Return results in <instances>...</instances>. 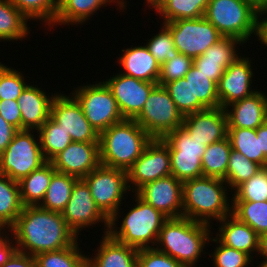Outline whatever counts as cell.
<instances>
[{"label":"cell","mask_w":267,"mask_h":267,"mask_svg":"<svg viewBox=\"0 0 267 267\" xmlns=\"http://www.w3.org/2000/svg\"><path fill=\"white\" fill-rule=\"evenodd\" d=\"M8 232L13 233L17 251L33 257L72 246L78 240L61 213L39 206H23Z\"/></svg>","instance_id":"6da1fadb"},{"label":"cell","mask_w":267,"mask_h":267,"mask_svg":"<svg viewBox=\"0 0 267 267\" xmlns=\"http://www.w3.org/2000/svg\"><path fill=\"white\" fill-rule=\"evenodd\" d=\"M210 225L189 218H168L159 232L156 248L181 263L195 267L205 244L209 242ZM160 248H159V246Z\"/></svg>","instance_id":"7a4b0ae2"},{"label":"cell","mask_w":267,"mask_h":267,"mask_svg":"<svg viewBox=\"0 0 267 267\" xmlns=\"http://www.w3.org/2000/svg\"><path fill=\"white\" fill-rule=\"evenodd\" d=\"M152 139L134 119L113 124L99 136L100 164L127 171Z\"/></svg>","instance_id":"3957f363"},{"label":"cell","mask_w":267,"mask_h":267,"mask_svg":"<svg viewBox=\"0 0 267 267\" xmlns=\"http://www.w3.org/2000/svg\"><path fill=\"white\" fill-rule=\"evenodd\" d=\"M226 187L224 180L213 177L184 181L183 217L210 225L211 220L220 221L232 214Z\"/></svg>","instance_id":"277c9868"},{"label":"cell","mask_w":267,"mask_h":267,"mask_svg":"<svg viewBox=\"0 0 267 267\" xmlns=\"http://www.w3.org/2000/svg\"><path fill=\"white\" fill-rule=\"evenodd\" d=\"M134 195L137 203L122 218L119 230L116 224H109L108 234L115 240L137 250L154 248L162 225L168 218L136 193Z\"/></svg>","instance_id":"5b68a950"},{"label":"cell","mask_w":267,"mask_h":267,"mask_svg":"<svg viewBox=\"0 0 267 267\" xmlns=\"http://www.w3.org/2000/svg\"><path fill=\"white\" fill-rule=\"evenodd\" d=\"M256 13L243 0H210L204 17L223 37H234L246 43L256 34Z\"/></svg>","instance_id":"8992f818"},{"label":"cell","mask_w":267,"mask_h":267,"mask_svg":"<svg viewBox=\"0 0 267 267\" xmlns=\"http://www.w3.org/2000/svg\"><path fill=\"white\" fill-rule=\"evenodd\" d=\"M82 179L88 184L96 206L109 219V224H116L124 194L130 191L127 171L100 164Z\"/></svg>","instance_id":"52a82bcc"},{"label":"cell","mask_w":267,"mask_h":267,"mask_svg":"<svg viewBox=\"0 0 267 267\" xmlns=\"http://www.w3.org/2000/svg\"><path fill=\"white\" fill-rule=\"evenodd\" d=\"M33 131L18 130L0 155V173L13 181L19 182L48 162L41 150L39 137L36 140Z\"/></svg>","instance_id":"ba28073f"},{"label":"cell","mask_w":267,"mask_h":267,"mask_svg":"<svg viewBox=\"0 0 267 267\" xmlns=\"http://www.w3.org/2000/svg\"><path fill=\"white\" fill-rule=\"evenodd\" d=\"M183 118L164 86L157 84L134 120L152 138L161 139L169 132L182 127Z\"/></svg>","instance_id":"9c48e42d"},{"label":"cell","mask_w":267,"mask_h":267,"mask_svg":"<svg viewBox=\"0 0 267 267\" xmlns=\"http://www.w3.org/2000/svg\"><path fill=\"white\" fill-rule=\"evenodd\" d=\"M71 94L80 103L84 115L99 135L124 120L117 102L104 82L80 86Z\"/></svg>","instance_id":"30bf717a"},{"label":"cell","mask_w":267,"mask_h":267,"mask_svg":"<svg viewBox=\"0 0 267 267\" xmlns=\"http://www.w3.org/2000/svg\"><path fill=\"white\" fill-rule=\"evenodd\" d=\"M171 32L175 48L192 59L202 55L223 36L205 17L163 23Z\"/></svg>","instance_id":"8fae6325"},{"label":"cell","mask_w":267,"mask_h":267,"mask_svg":"<svg viewBox=\"0 0 267 267\" xmlns=\"http://www.w3.org/2000/svg\"><path fill=\"white\" fill-rule=\"evenodd\" d=\"M168 175H171L168 145L160 138H153L141 156L127 170V183L129 189H132L130 191L136 192L146 183Z\"/></svg>","instance_id":"7c38bea8"},{"label":"cell","mask_w":267,"mask_h":267,"mask_svg":"<svg viewBox=\"0 0 267 267\" xmlns=\"http://www.w3.org/2000/svg\"><path fill=\"white\" fill-rule=\"evenodd\" d=\"M61 214L77 237L83 228H90L99 222L105 224L103 233L108 234L109 219L96 206L88 184L82 178L75 182L70 199Z\"/></svg>","instance_id":"4fadbf2b"},{"label":"cell","mask_w":267,"mask_h":267,"mask_svg":"<svg viewBox=\"0 0 267 267\" xmlns=\"http://www.w3.org/2000/svg\"><path fill=\"white\" fill-rule=\"evenodd\" d=\"M56 94L50 116L70 135L72 141L99 143V133L86 119L83 109L72 95Z\"/></svg>","instance_id":"5bb4252c"},{"label":"cell","mask_w":267,"mask_h":267,"mask_svg":"<svg viewBox=\"0 0 267 267\" xmlns=\"http://www.w3.org/2000/svg\"><path fill=\"white\" fill-rule=\"evenodd\" d=\"M135 193L167 218L183 217V182L174 176L148 182Z\"/></svg>","instance_id":"9a60e30c"},{"label":"cell","mask_w":267,"mask_h":267,"mask_svg":"<svg viewBox=\"0 0 267 267\" xmlns=\"http://www.w3.org/2000/svg\"><path fill=\"white\" fill-rule=\"evenodd\" d=\"M103 82L113 94L124 119H134L141 112L151 90L158 84L121 73Z\"/></svg>","instance_id":"2e32d148"},{"label":"cell","mask_w":267,"mask_h":267,"mask_svg":"<svg viewBox=\"0 0 267 267\" xmlns=\"http://www.w3.org/2000/svg\"><path fill=\"white\" fill-rule=\"evenodd\" d=\"M251 61L249 57L240 56L225 69L217 84L221 108L257 92L251 86L254 76Z\"/></svg>","instance_id":"e0dca14e"},{"label":"cell","mask_w":267,"mask_h":267,"mask_svg":"<svg viewBox=\"0 0 267 267\" xmlns=\"http://www.w3.org/2000/svg\"><path fill=\"white\" fill-rule=\"evenodd\" d=\"M49 162L57 172L84 178L100 165L99 143L73 141Z\"/></svg>","instance_id":"ac0fdd59"},{"label":"cell","mask_w":267,"mask_h":267,"mask_svg":"<svg viewBox=\"0 0 267 267\" xmlns=\"http://www.w3.org/2000/svg\"><path fill=\"white\" fill-rule=\"evenodd\" d=\"M182 127L188 134L208 146L228 135L227 116L224 108H207L184 116Z\"/></svg>","instance_id":"d6986e66"},{"label":"cell","mask_w":267,"mask_h":267,"mask_svg":"<svg viewBox=\"0 0 267 267\" xmlns=\"http://www.w3.org/2000/svg\"><path fill=\"white\" fill-rule=\"evenodd\" d=\"M241 43L244 44L234 37H222L202 55L194 58L193 65L218 84L225 69L239 57L236 47Z\"/></svg>","instance_id":"ffe728a7"},{"label":"cell","mask_w":267,"mask_h":267,"mask_svg":"<svg viewBox=\"0 0 267 267\" xmlns=\"http://www.w3.org/2000/svg\"><path fill=\"white\" fill-rule=\"evenodd\" d=\"M224 109L228 128L257 129L267 121V95L257 90L253 95L233 102Z\"/></svg>","instance_id":"44dd1931"},{"label":"cell","mask_w":267,"mask_h":267,"mask_svg":"<svg viewBox=\"0 0 267 267\" xmlns=\"http://www.w3.org/2000/svg\"><path fill=\"white\" fill-rule=\"evenodd\" d=\"M47 96L38 86L28 85L17 99L21 111L22 130H38L50 117L54 95Z\"/></svg>","instance_id":"7402d4cb"},{"label":"cell","mask_w":267,"mask_h":267,"mask_svg":"<svg viewBox=\"0 0 267 267\" xmlns=\"http://www.w3.org/2000/svg\"><path fill=\"white\" fill-rule=\"evenodd\" d=\"M104 236V237H103ZM95 256L87 257V267H137V249L103 234Z\"/></svg>","instance_id":"603a6c76"},{"label":"cell","mask_w":267,"mask_h":267,"mask_svg":"<svg viewBox=\"0 0 267 267\" xmlns=\"http://www.w3.org/2000/svg\"><path fill=\"white\" fill-rule=\"evenodd\" d=\"M124 53L118 60L125 74L147 82L158 83L160 65L151 55L146 45L122 49Z\"/></svg>","instance_id":"cb8c5ba5"},{"label":"cell","mask_w":267,"mask_h":267,"mask_svg":"<svg viewBox=\"0 0 267 267\" xmlns=\"http://www.w3.org/2000/svg\"><path fill=\"white\" fill-rule=\"evenodd\" d=\"M220 222L216 238L224 245L253 255L258 250V234L232 214Z\"/></svg>","instance_id":"d4e9b609"},{"label":"cell","mask_w":267,"mask_h":267,"mask_svg":"<svg viewBox=\"0 0 267 267\" xmlns=\"http://www.w3.org/2000/svg\"><path fill=\"white\" fill-rule=\"evenodd\" d=\"M117 3L122 10V0H59V8L53 25H77L88 21L97 10L108 3Z\"/></svg>","instance_id":"484cf974"},{"label":"cell","mask_w":267,"mask_h":267,"mask_svg":"<svg viewBox=\"0 0 267 267\" xmlns=\"http://www.w3.org/2000/svg\"><path fill=\"white\" fill-rule=\"evenodd\" d=\"M55 172V168L48 161L18 182L23 206H38L42 202Z\"/></svg>","instance_id":"4316f807"},{"label":"cell","mask_w":267,"mask_h":267,"mask_svg":"<svg viewBox=\"0 0 267 267\" xmlns=\"http://www.w3.org/2000/svg\"><path fill=\"white\" fill-rule=\"evenodd\" d=\"M19 184L0 173V227L9 229L22 212Z\"/></svg>","instance_id":"83f0119b"},{"label":"cell","mask_w":267,"mask_h":267,"mask_svg":"<svg viewBox=\"0 0 267 267\" xmlns=\"http://www.w3.org/2000/svg\"><path fill=\"white\" fill-rule=\"evenodd\" d=\"M79 178L55 172L45 193L44 199L38 205L42 209L62 213L67 205L75 182Z\"/></svg>","instance_id":"f1b7e54d"},{"label":"cell","mask_w":267,"mask_h":267,"mask_svg":"<svg viewBox=\"0 0 267 267\" xmlns=\"http://www.w3.org/2000/svg\"><path fill=\"white\" fill-rule=\"evenodd\" d=\"M28 19L10 2L0 0V41L22 40L30 34Z\"/></svg>","instance_id":"f546056e"},{"label":"cell","mask_w":267,"mask_h":267,"mask_svg":"<svg viewBox=\"0 0 267 267\" xmlns=\"http://www.w3.org/2000/svg\"><path fill=\"white\" fill-rule=\"evenodd\" d=\"M231 150L232 147L228 136L206 146L201 159L203 176L224 180Z\"/></svg>","instance_id":"4dcf8cb0"},{"label":"cell","mask_w":267,"mask_h":267,"mask_svg":"<svg viewBox=\"0 0 267 267\" xmlns=\"http://www.w3.org/2000/svg\"><path fill=\"white\" fill-rule=\"evenodd\" d=\"M227 136L233 150L262 167H267V157L261 152L260 137H257L256 129L228 128Z\"/></svg>","instance_id":"1f68e13d"},{"label":"cell","mask_w":267,"mask_h":267,"mask_svg":"<svg viewBox=\"0 0 267 267\" xmlns=\"http://www.w3.org/2000/svg\"><path fill=\"white\" fill-rule=\"evenodd\" d=\"M37 133L41 150L47 161H50L73 142L70 135L51 116L37 130Z\"/></svg>","instance_id":"d6a6232c"},{"label":"cell","mask_w":267,"mask_h":267,"mask_svg":"<svg viewBox=\"0 0 267 267\" xmlns=\"http://www.w3.org/2000/svg\"><path fill=\"white\" fill-rule=\"evenodd\" d=\"M210 0H164L156 9L163 16V23L179 19H194L204 17Z\"/></svg>","instance_id":"836d02e7"},{"label":"cell","mask_w":267,"mask_h":267,"mask_svg":"<svg viewBox=\"0 0 267 267\" xmlns=\"http://www.w3.org/2000/svg\"><path fill=\"white\" fill-rule=\"evenodd\" d=\"M232 202V215L249 225L258 235L267 233V201Z\"/></svg>","instance_id":"e575fe53"},{"label":"cell","mask_w":267,"mask_h":267,"mask_svg":"<svg viewBox=\"0 0 267 267\" xmlns=\"http://www.w3.org/2000/svg\"><path fill=\"white\" fill-rule=\"evenodd\" d=\"M192 89V101H200L206 108L220 107L217 83L206 77L194 65L185 74Z\"/></svg>","instance_id":"d590c367"},{"label":"cell","mask_w":267,"mask_h":267,"mask_svg":"<svg viewBox=\"0 0 267 267\" xmlns=\"http://www.w3.org/2000/svg\"><path fill=\"white\" fill-rule=\"evenodd\" d=\"M79 250L76 241L64 249L40 253L34 256L35 267H87V256Z\"/></svg>","instance_id":"8d00e7d4"},{"label":"cell","mask_w":267,"mask_h":267,"mask_svg":"<svg viewBox=\"0 0 267 267\" xmlns=\"http://www.w3.org/2000/svg\"><path fill=\"white\" fill-rule=\"evenodd\" d=\"M262 168L261 165L232 149L229 155L227 174L224 181L229 189L234 190L241 183L252 178Z\"/></svg>","instance_id":"74e56055"},{"label":"cell","mask_w":267,"mask_h":267,"mask_svg":"<svg viewBox=\"0 0 267 267\" xmlns=\"http://www.w3.org/2000/svg\"><path fill=\"white\" fill-rule=\"evenodd\" d=\"M29 20H41L48 27L54 23L59 8V0H10Z\"/></svg>","instance_id":"f35d334b"},{"label":"cell","mask_w":267,"mask_h":267,"mask_svg":"<svg viewBox=\"0 0 267 267\" xmlns=\"http://www.w3.org/2000/svg\"><path fill=\"white\" fill-rule=\"evenodd\" d=\"M164 88L183 117L207 109L200 101H192V89L185 78L166 83Z\"/></svg>","instance_id":"ab89813d"},{"label":"cell","mask_w":267,"mask_h":267,"mask_svg":"<svg viewBox=\"0 0 267 267\" xmlns=\"http://www.w3.org/2000/svg\"><path fill=\"white\" fill-rule=\"evenodd\" d=\"M232 201H267V167L234 189Z\"/></svg>","instance_id":"60d3db41"},{"label":"cell","mask_w":267,"mask_h":267,"mask_svg":"<svg viewBox=\"0 0 267 267\" xmlns=\"http://www.w3.org/2000/svg\"><path fill=\"white\" fill-rule=\"evenodd\" d=\"M161 139L168 145L170 154L197 155L202 159L206 149V145L192 138L183 127L169 132Z\"/></svg>","instance_id":"b9f144b4"},{"label":"cell","mask_w":267,"mask_h":267,"mask_svg":"<svg viewBox=\"0 0 267 267\" xmlns=\"http://www.w3.org/2000/svg\"><path fill=\"white\" fill-rule=\"evenodd\" d=\"M171 175L184 182L203 176L201 158L197 155L170 154Z\"/></svg>","instance_id":"7bdbcfd3"},{"label":"cell","mask_w":267,"mask_h":267,"mask_svg":"<svg viewBox=\"0 0 267 267\" xmlns=\"http://www.w3.org/2000/svg\"><path fill=\"white\" fill-rule=\"evenodd\" d=\"M160 29L159 33L154 35L144 45H146L151 55L161 66L167 60L176 57L179 51L175 48L170 30L165 25Z\"/></svg>","instance_id":"ee69618b"},{"label":"cell","mask_w":267,"mask_h":267,"mask_svg":"<svg viewBox=\"0 0 267 267\" xmlns=\"http://www.w3.org/2000/svg\"><path fill=\"white\" fill-rule=\"evenodd\" d=\"M210 241L219 243L211 255L214 267H248L253 260L251 255L222 244L216 237Z\"/></svg>","instance_id":"f6af8a7d"},{"label":"cell","mask_w":267,"mask_h":267,"mask_svg":"<svg viewBox=\"0 0 267 267\" xmlns=\"http://www.w3.org/2000/svg\"><path fill=\"white\" fill-rule=\"evenodd\" d=\"M27 85L21 72L0 64V100H17Z\"/></svg>","instance_id":"bcb514c9"},{"label":"cell","mask_w":267,"mask_h":267,"mask_svg":"<svg viewBox=\"0 0 267 267\" xmlns=\"http://www.w3.org/2000/svg\"><path fill=\"white\" fill-rule=\"evenodd\" d=\"M192 65L193 59L180 53L173 59L167 60L160 66L158 85L164 86L166 83L184 78Z\"/></svg>","instance_id":"7dc6e473"},{"label":"cell","mask_w":267,"mask_h":267,"mask_svg":"<svg viewBox=\"0 0 267 267\" xmlns=\"http://www.w3.org/2000/svg\"><path fill=\"white\" fill-rule=\"evenodd\" d=\"M137 267H184L181 263L154 248L140 249Z\"/></svg>","instance_id":"c3c4849f"},{"label":"cell","mask_w":267,"mask_h":267,"mask_svg":"<svg viewBox=\"0 0 267 267\" xmlns=\"http://www.w3.org/2000/svg\"><path fill=\"white\" fill-rule=\"evenodd\" d=\"M0 115L17 130H22L21 111L17 100H0Z\"/></svg>","instance_id":"681fc988"},{"label":"cell","mask_w":267,"mask_h":267,"mask_svg":"<svg viewBox=\"0 0 267 267\" xmlns=\"http://www.w3.org/2000/svg\"><path fill=\"white\" fill-rule=\"evenodd\" d=\"M5 233V234H4ZM7 230L0 231V267L7 262L10 257L17 251V247L10 235L6 234ZM3 235H5L3 237ZM15 244V245H14Z\"/></svg>","instance_id":"f907efd6"},{"label":"cell","mask_w":267,"mask_h":267,"mask_svg":"<svg viewBox=\"0 0 267 267\" xmlns=\"http://www.w3.org/2000/svg\"><path fill=\"white\" fill-rule=\"evenodd\" d=\"M18 130L10 125L1 115H0V155L4 152L10 142L13 140L15 133Z\"/></svg>","instance_id":"816d5d0a"},{"label":"cell","mask_w":267,"mask_h":267,"mask_svg":"<svg viewBox=\"0 0 267 267\" xmlns=\"http://www.w3.org/2000/svg\"><path fill=\"white\" fill-rule=\"evenodd\" d=\"M1 267H35L32 255L16 251Z\"/></svg>","instance_id":"f5cc1de1"},{"label":"cell","mask_w":267,"mask_h":267,"mask_svg":"<svg viewBox=\"0 0 267 267\" xmlns=\"http://www.w3.org/2000/svg\"><path fill=\"white\" fill-rule=\"evenodd\" d=\"M264 14L267 15V9L257 11V13H256V34H255V36L258 38L259 41H261V44H264L267 46V18L266 17L265 18L260 17Z\"/></svg>","instance_id":"db71d44e"},{"label":"cell","mask_w":267,"mask_h":267,"mask_svg":"<svg viewBox=\"0 0 267 267\" xmlns=\"http://www.w3.org/2000/svg\"><path fill=\"white\" fill-rule=\"evenodd\" d=\"M257 137H260L261 152L267 157V121L256 129Z\"/></svg>","instance_id":"11a10c76"},{"label":"cell","mask_w":267,"mask_h":267,"mask_svg":"<svg viewBox=\"0 0 267 267\" xmlns=\"http://www.w3.org/2000/svg\"><path fill=\"white\" fill-rule=\"evenodd\" d=\"M257 254L263 256V262H267V233L258 236V250Z\"/></svg>","instance_id":"9f6ffc18"},{"label":"cell","mask_w":267,"mask_h":267,"mask_svg":"<svg viewBox=\"0 0 267 267\" xmlns=\"http://www.w3.org/2000/svg\"><path fill=\"white\" fill-rule=\"evenodd\" d=\"M249 4L255 11L267 9V0H243Z\"/></svg>","instance_id":"6f0895ef"},{"label":"cell","mask_w":267,"mask_h":267,"mask_svg":"<svg viewBox=\"0 0 267 267\" xmlns=\"http://www.w3.org/2000/svg\"><path fill=\"white\" fill-rule=\"evenodd\" d=\"M164 0H146L147 4L149 5L148 7H152L154 8V10H156L163 2ZM126 2H124V0H122V9H126L127 6Z\"/></svg>","instance_id":"680465c9"},{"label":"cell","mask_w":267,"mask_h":267,"mask_svg":"<svg viewBox=\"0 0 267 267\" xmlns=\"http://www.w3.org/2000/svg\"><path fill=\"white\" fill-rule=\"evenodd\" d=\"M259 267H267V262H262L261 265H258Z\"/></svg>","instance_id":"91938a15"}]
</instances>
